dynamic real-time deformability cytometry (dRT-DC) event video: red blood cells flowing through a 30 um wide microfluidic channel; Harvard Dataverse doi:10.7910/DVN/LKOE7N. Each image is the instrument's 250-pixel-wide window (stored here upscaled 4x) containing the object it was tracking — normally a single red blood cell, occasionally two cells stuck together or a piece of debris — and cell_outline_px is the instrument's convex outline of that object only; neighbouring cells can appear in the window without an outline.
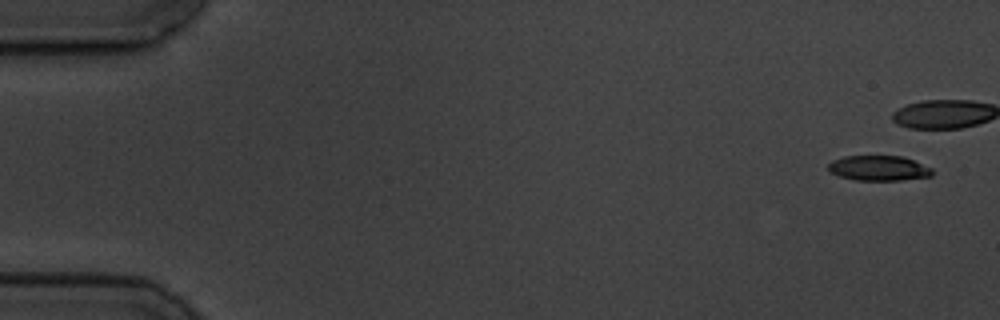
{"species": "common noctule bat (a hibernating species)", "species_latin": "Nyctalus noctula", "temperature_condition": "cold", "stored_images_in_passage": 5, "camera_frame_rate_fps": 3000, "um_per_image_px": 0.085, "animal": {"sex": "male", "body_mass_g": 19.5, "forearm_length_mm": 54.6}, "frame": {"image": 1, "passage_image": 1, "time_ms": 0.0, "image_size_px": [1000, 320], "cell_outline_px": [[932, 176], [900, 180], [856, 180], [840, 176], [828, 172], [828, 164], [832, 160], [844, 156], [904, 156], [932, 168]], "centroid_in_image_um": [74.68, 14.29], "position_along_channel_um": 10.3, "area_um2": 15.26}}